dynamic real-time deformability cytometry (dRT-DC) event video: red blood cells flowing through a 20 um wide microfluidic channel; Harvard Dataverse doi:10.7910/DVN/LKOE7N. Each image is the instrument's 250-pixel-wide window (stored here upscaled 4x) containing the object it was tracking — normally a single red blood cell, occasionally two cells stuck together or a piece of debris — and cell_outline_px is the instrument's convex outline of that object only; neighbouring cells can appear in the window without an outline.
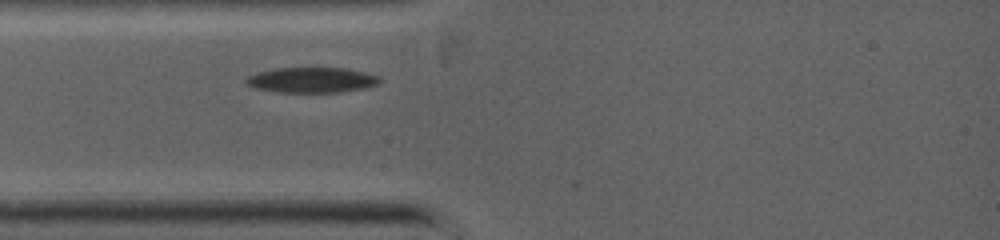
{"species": "common noctule bat (a hibernating species)", "species_latin": "Nyctalus noctula", "temperature_condition": "warm", "stored_images_in_passage": 61, "camera_frame_rate_fps": 5000, "um_per_image_px": 0.085, "animal": {"sex": "female", "body_mass_g": 19.0, "forearm_length_mm": 53.3}, "frame": {"image": 1, "passage_image": 2, "time_ms": 0.2, "image_size_px": [1000, 240], "cell_outline_px": [[380, 80], [376, 84], [364, 88], [340, 92], [276, 92], [256, 88], [244, 84], [244, 80], [248, 76], [256, 72], [276, 68], [344, 68], [364, 72], [380, 76]], "centroid_in_image_um": [26.44, 6.8], "position_along_channel_um": 58.6, "area_um2": 19.71}}
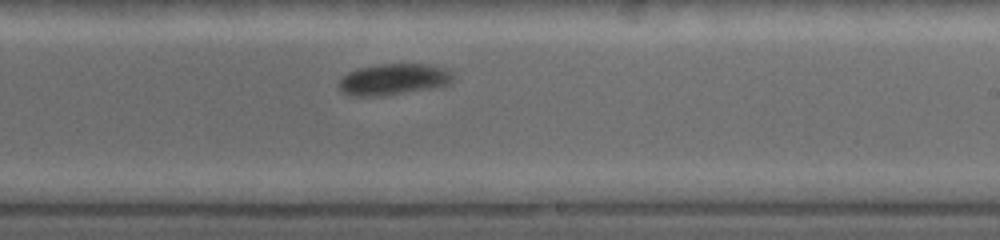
{"frame": {"image": 2, "passage_image": 35, "time_ms": 4.4, "image_size_px": [1000, 240], "cell_outline_px": [[452, 80], [448, 84], [432, 88], [380, 96], [352, 96], [340, 92], [336, 84], [348, 72], [356, 68], [376, 64], [424, 64], [448, 68], [452, 76]], "centroid_in_image_um": [33.38, 6.74], "position_along_channel_um": 255.6, "area_um2": 20.92}}
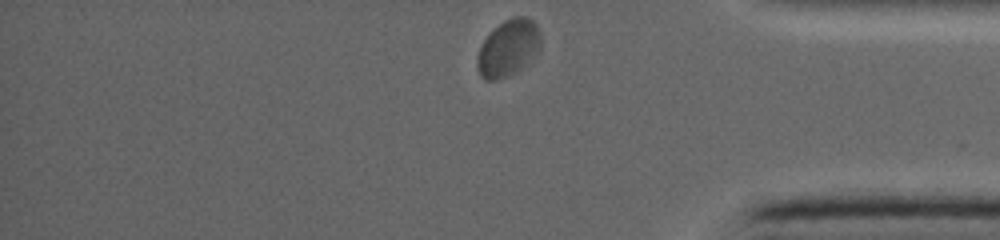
{"frame": {"image": 3, "passage_image": 60, "time_ms": 7.6, "image_size_px": [1000, 240], "cell_outline_px": [[540, 52], [516, 72], [508, 76], [496, 80], [484, 80], [480, 76], [476, 64], [476, 60], [480, 48], [484, 40], [504, 20], [512, 16], [524, 16], [532, 20], [536, 24], [540, 32]], "centroid_in_image_um": [43.22, 4.1], "position_along_channel_um": 392.0, "area_um2": 20.92}}